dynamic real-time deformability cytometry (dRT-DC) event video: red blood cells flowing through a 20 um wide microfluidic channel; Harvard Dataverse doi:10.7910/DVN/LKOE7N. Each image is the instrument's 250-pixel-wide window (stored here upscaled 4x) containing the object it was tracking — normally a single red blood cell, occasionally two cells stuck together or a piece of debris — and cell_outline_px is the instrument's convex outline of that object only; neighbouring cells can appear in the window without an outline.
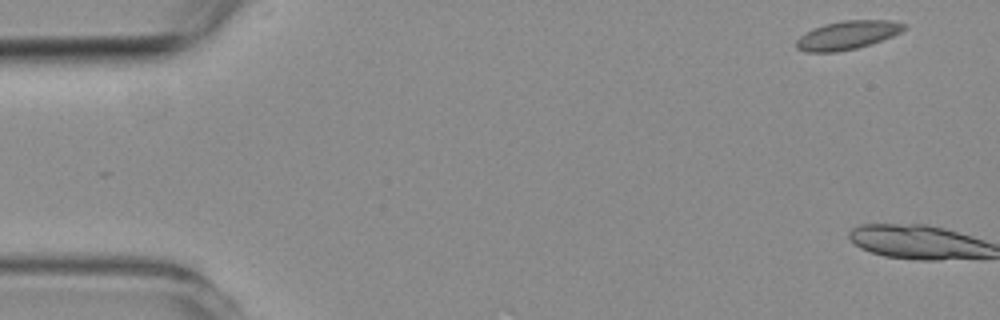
{"species": "common noctule bat (a hibernating species)", "species_latin": "Nyctalus noctula", "temperature_condition": "room temperature", "stored_images_in_passage": 5, "camera_frame_rate_fps": 3000, "um_per_image_px": 0.085, "animal": {"sex": "female", "body_mass_g": 19.3, "forearm_length_mm": 54.1}, "frame": {"image": 1, "passage_image": 1, "time_ms": 0.0, "image_size_px": [1000, 320], "cell_outline_px": [[908, 24], [900, 32], [892, 36], [856, 48], [836, 52], [808, 52], [796, 48], [796, 40], [804, 32], [824, 24], [844, 20], [888, 20]], "centroid_in_image_um": [71.99, 2.98], "position_along_channel_um": 13.0, "area_um2": 17.74}}